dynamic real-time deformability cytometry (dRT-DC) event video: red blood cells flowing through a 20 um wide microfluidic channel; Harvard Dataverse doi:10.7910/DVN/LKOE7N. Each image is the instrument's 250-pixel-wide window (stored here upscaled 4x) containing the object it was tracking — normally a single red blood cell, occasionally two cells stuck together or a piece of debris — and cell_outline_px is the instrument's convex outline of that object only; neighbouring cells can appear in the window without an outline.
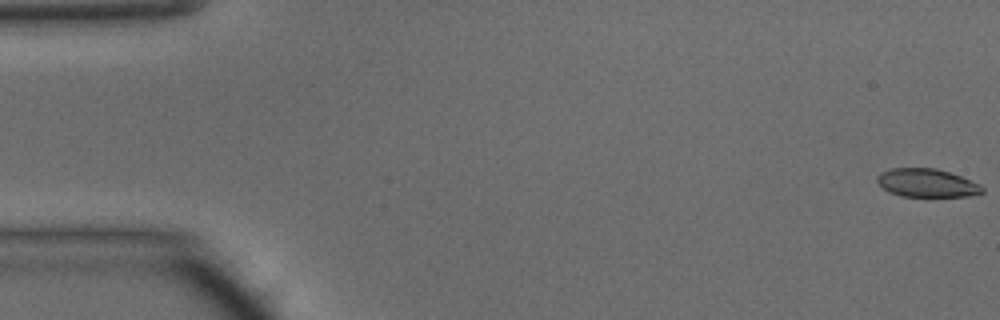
{"species": "common noctule bat (a hibernating species)", "species_latin": "Nyctalus noctula", "temperature_condition": "warm", "stored_images_in_passage": 4, "camera_frame_rate_fps": 3000, "um_per_image_px": 0.085, "animal": {"sex": "male", "body_mass_g": 15.6}, "frame": {"image": 1, "passage_image": 1, "time_ms": 0.0, "image_size_px": [1000, 320], "cell_outline_px": [[984, 192], [968, 196], [900, 196], [888, 192], [876, 180], [876, 176], [880, 172], [892, 168], [936, 168], [960, 176], [980, 184], [984, 188]], "centroid_in_image_um": [78.76, 15.55], "position_along_channel_um": 6.2, "area_um2": 17.28}}